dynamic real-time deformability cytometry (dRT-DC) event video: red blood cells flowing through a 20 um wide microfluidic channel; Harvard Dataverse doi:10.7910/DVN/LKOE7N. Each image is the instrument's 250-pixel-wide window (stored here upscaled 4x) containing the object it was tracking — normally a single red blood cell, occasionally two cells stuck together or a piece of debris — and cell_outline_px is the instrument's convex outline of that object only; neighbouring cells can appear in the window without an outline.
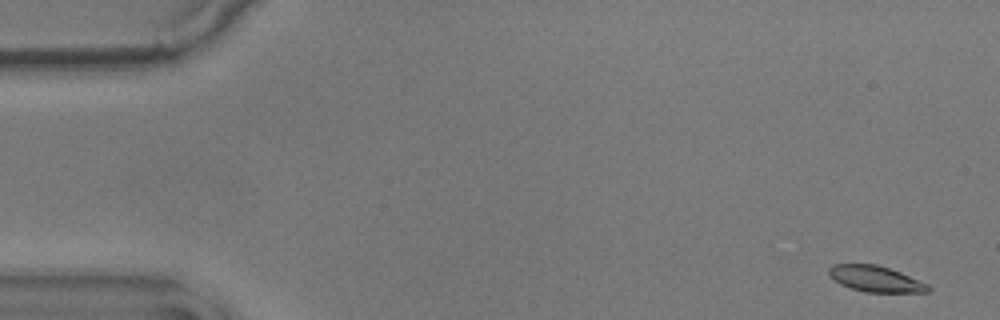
{"species": "common noctule bat (a hibernating species)", "species_latin": "Nyctalus noctula", "temperature_condition": "warm", "stored_images_in_passage": 55, "camera_frame_rate_fps": 3000, "um_per_image_px": 0.085, "animal": {"sex": "male", "body_mass_g": 17.9}, "frame": {"image": 1, "passage_image": 1, "time_ms": 0.0, "image_size_px": [1000, 320], "cell_outline_px": [[932, 288], [928, 292], [864, 292], [840, 284], [828, 272], [828, 268], [832, 264], [876, 264], [900, 272], [928, 284]], "centroid_in_image_um": [74.44, 23.7], "position_along_channel_um": 10.6, "area_um2": 14.85}}
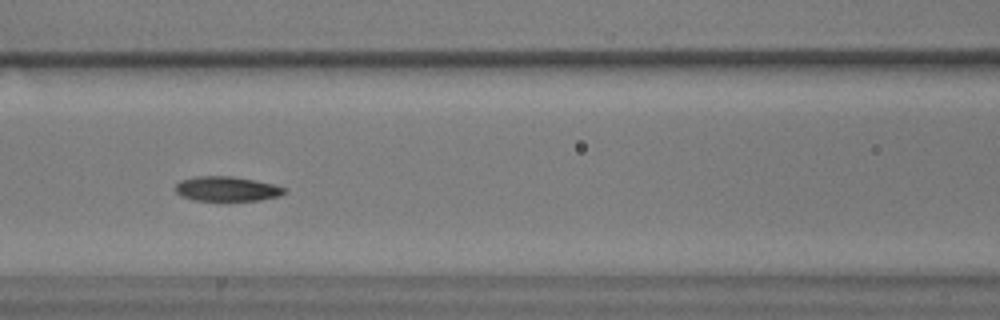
{"frame": {"image": 2, "passage_image": 23, "time_ms": 7.333, "image_size_px": [1000, 320], "cell_outline_px": [[288, 192], [280, 196], [260, 200], [192, 200], [180, 196], [176, 192], [176, 184], [180, 180], [196, 176], [232, 176], [276, 184], [288, 188]], "centroid_in_image_um": [19.33, 16.05], "position_along_channel_um": 147.3, "area_um2": 15.9}}
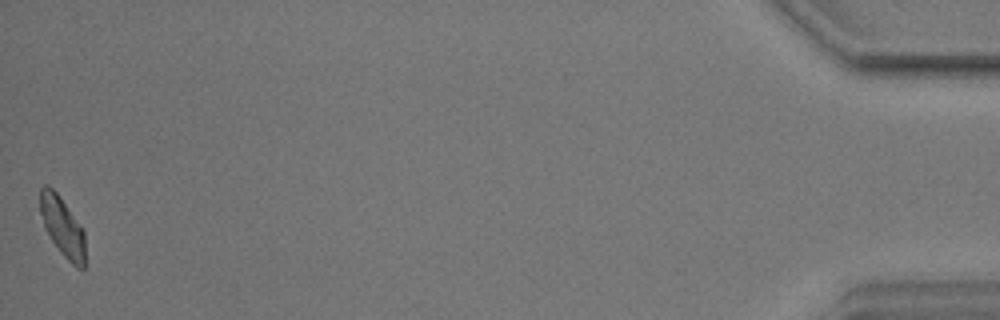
{"frame": {"image": 3, "passage_image": 55, "time_ms": 18.0, "image_size_px": [1000, 320], "cell_outline_px": [[84, 268], [76, 268], [60, 252], [44, 228], [40, 212], [40, 188], [44, 184], [48, 184], [60, 196], [84, 232]], "centroid_in_image_um": [5.27, 19.25], "position_along_channel_um": 429.9, "area_um2": 15.37}, "authors_computed_cell_mechanics": {"area_um2": 16.0684, "velocity_mm_per_s": 3.5585, "shape_relaxation_time_tau1_ms": 4.792, "shape_relaxation_time_tau2_ms": 3.0923, "deformation_change_tau1": 0.1202, "deformation_change_tau2": 0.0742}}